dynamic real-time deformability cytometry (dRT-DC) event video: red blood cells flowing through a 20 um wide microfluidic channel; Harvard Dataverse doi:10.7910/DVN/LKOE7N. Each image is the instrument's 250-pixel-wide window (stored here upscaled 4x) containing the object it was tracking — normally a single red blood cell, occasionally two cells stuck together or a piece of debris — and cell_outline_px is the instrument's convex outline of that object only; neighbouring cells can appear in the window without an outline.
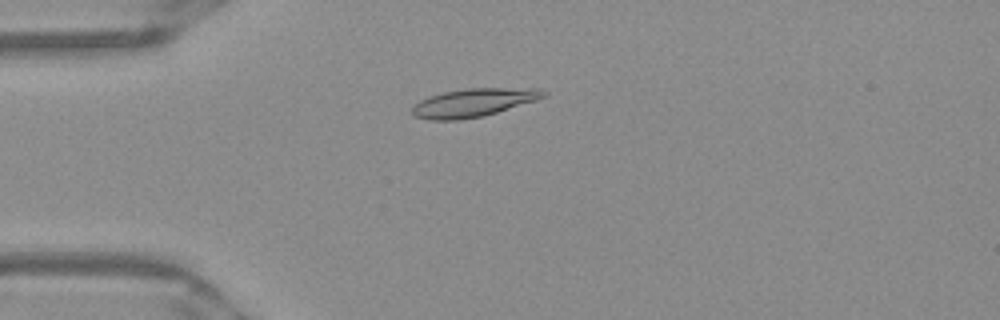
{"species": "Egyptian fruit bat (a non-hibernating species)", "species_latin": "Rousettus aegyptiacus", "temperature_condition": "warm", "stored_images_in_passage": 46, "camera_frame_rate_fps": 3000, "um_per_image_px": 0.085, "frame": {"image": 1, "passage_image": 8, "time_ms": 2.333, "image_size_px": [1000, 320], "cell_outline_px": [[548, 96], [536, 100], [484, 116], [460, 120], [428, 120], [416, 116], [412, 112], [412, 108], [420, 100], [428, 96], [444, 92], [464, 88], [540, 88], [548, 92]], "centroid_in_image_um": [40.28, 8.71], "position_along_channel_um": 44.7, "area_um2": 21.73}}
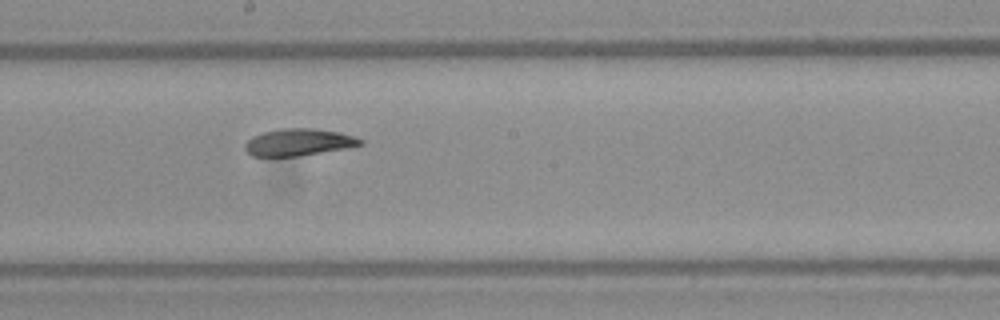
{"frame": {"image": 2, "passage_image": 23, "time_ms": 7.333, "image_size_px": [1000, 320], "cell_outline_px": [[364, 144], [348, 148], [296, 156], [252, 156], [244, 148], [244, 144], [252, 136], [264, 132], [280, 128], [312, 128], [340, 132], [364, 140]], "centroid_in_image_um": [25.39, 12.08], "position_along_channel_um": 222.8, "area_um2": 18.15}}
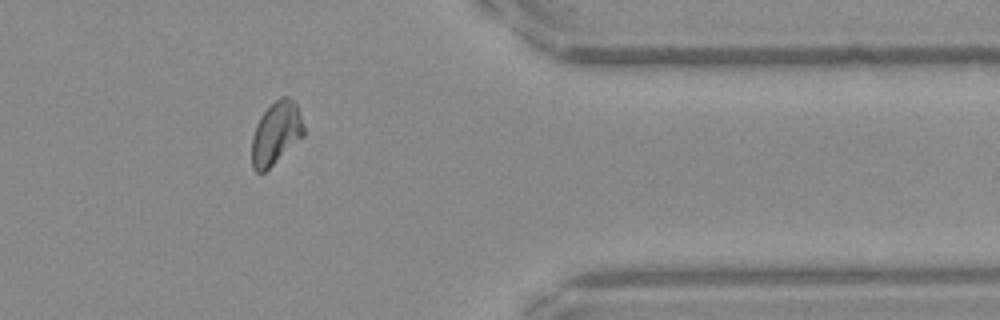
{"frame": {"image": 3, "passage_image": 37, "time_ms": 12.0, "image_size_px": [1000, 320], "cell_outline_px": [[304, 136], [264, 172], [256, 172], [252, 168], [252, 136], [256, 124], [260, 116], [280, 96], [288, 96], [296, 104], [304, 128]], "centroid_in_image_um": [23.45, 11.32], "position_along_channel_um": 388.0, "area_um2": 18.79}, "authors_computed_cell_mechanics": {"area_um2": 19.1318, "velocity_mm_per_s": 3.9328, "shape_relaxation_time_tau1_ms": null, "shape_relaxation_time_tau2_ms": 2.2018, "deformation_change_tau1": null, "deformation_change_tau2": 0.0871}}